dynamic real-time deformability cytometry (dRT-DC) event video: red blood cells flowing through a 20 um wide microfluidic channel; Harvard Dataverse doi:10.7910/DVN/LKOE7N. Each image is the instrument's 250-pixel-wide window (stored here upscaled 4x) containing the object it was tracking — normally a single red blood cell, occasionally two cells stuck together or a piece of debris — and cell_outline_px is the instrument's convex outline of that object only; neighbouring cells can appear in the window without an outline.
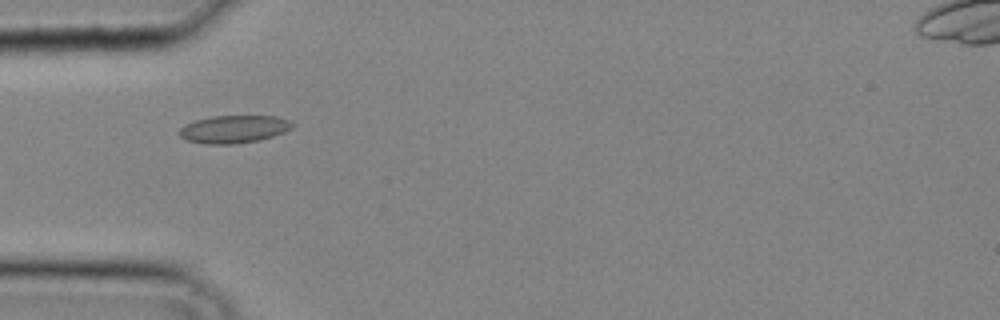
{"species": "common noctule bat (a hibernating species)", "species_latin": "Nyctalus noctula", "temperature_condition": "cold", "stored_images_in_passage": 33, "camera_frame_rate_fps": 3000, "um_per_image_px": 0.085, "animal": {"sex": "male", "body_mass_g": 20.4}, "frame": {"image": 1, "passage_image": 12, "time_ms": 3.667, "image_size_px": [1000, 320], "cell_outline_px": [[296, 124], [292, 128], [284, 132], [260, 140], [236, 144], [204, 144], [184, 140], [180, 136], [180, 128], [184, 124], [196, 120], [212, 116], [276, 116], [288, 120]], "centroid_in_image_um": [19.87, 10.98], "position_along_channel_um": 65.1, "area_um2": 18.38}}
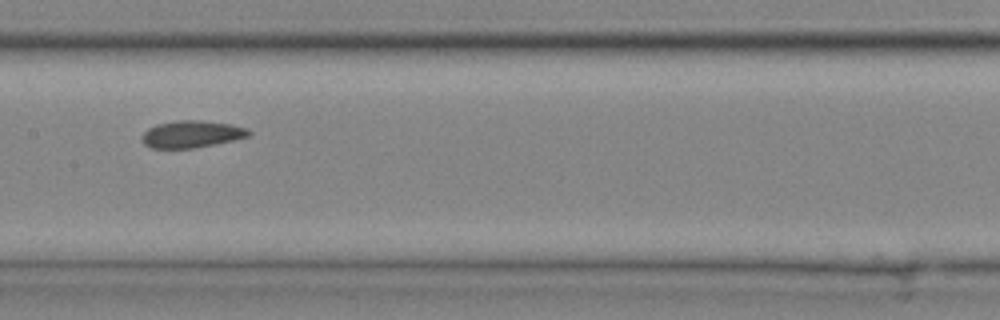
{"frame": {"image": 2, "passage_image": 19, "time_ms": 6.0, "image_size_px": [1000, 320], "cell_outline_px": [[252, 132], [248, 136], [236, 140], [192, 148], [148, 148], [144, 144], [140, 136], [148, 128], [156, 124], [180, 120], [200, 120], [228, 124], [248, 128]], "centroid_in_image_um": [16.27, 11.4], "position_along_channel_um": 191.1, "area_um2": 16.88}}
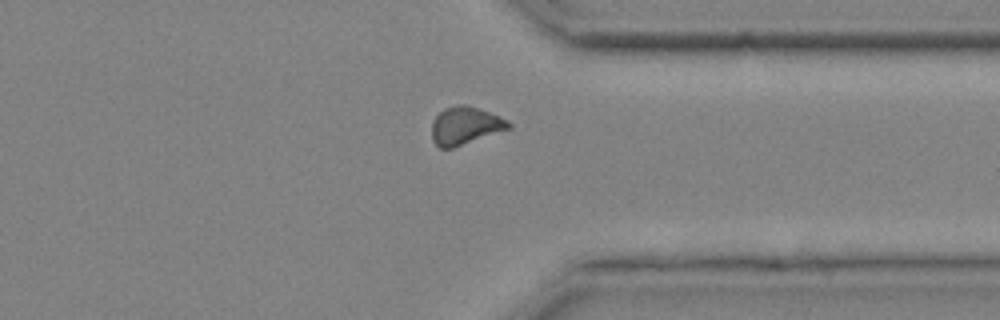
{"frame": {"image": 3, "passage_image": 29, "time_ms": 9.333, "image_size_px": [1000, 320], "cell_outline_px": [[512, 128], [452, 148], [440, 148], [432, 140], [432, 124], [436, 116], [444, 108], [456, 104], [464, 104], [488, 112], [508, 120], [512, 124]], "centroid_in_image_um": [39.55, 10.68], "position_along_channel_um": 371.9, "area_um2": 16.82}}